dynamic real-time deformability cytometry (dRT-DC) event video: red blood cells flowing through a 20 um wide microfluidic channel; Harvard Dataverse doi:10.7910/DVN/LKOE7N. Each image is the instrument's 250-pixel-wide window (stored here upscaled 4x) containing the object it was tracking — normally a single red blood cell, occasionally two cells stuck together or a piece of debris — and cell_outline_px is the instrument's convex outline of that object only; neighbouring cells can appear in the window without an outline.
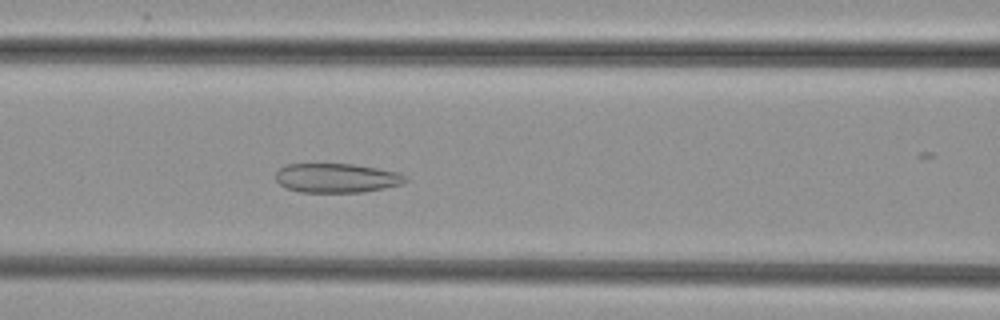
{"species": "common noctule bat (a hibernating species)", "species_latin": "Nyctalus noctula", "temperature_condition": "cold", "stored_images_in_passage": 42, "camera_frame_rate_fps": 3000, "um_per_image_px": 0.085, "animal": {"sex": "female", "body_mass_g": 29.2, "forearm_length_mm": 56.3}, "frame": {"image": 1, "passage_image": 19, "time_ms": 6.0, "image_size_px": [1000, 320], "cell_outline_px": [[408, 180], [404, 184], [364, 192], [300, 192], [288, 188], [280, 184], [276, 180], [276, 172], [284, 164], [352, 164], [400, 172], [408, 176]], "centroid_in_image_um": [28.66, 15.13], "position_along_channel_um": 137.9, "area_um2": 22.25}}
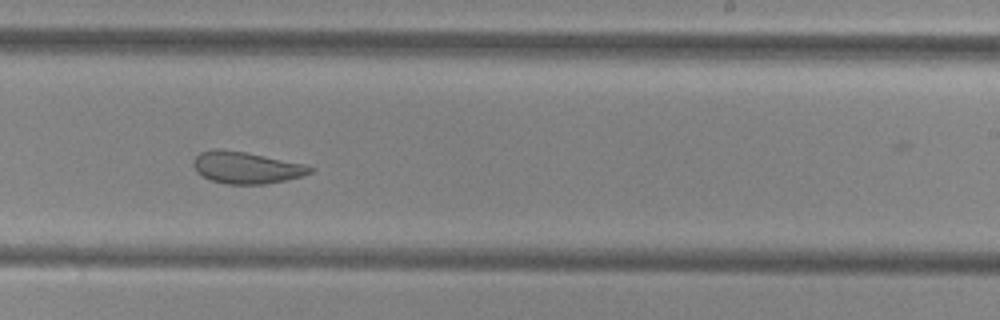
{"frame": {"image": 2, "passage_image": 29, "time_ms": 9.333, "image_size_px": [1000, 320], "cell_outline_px": [[316, 168], [312, 172], [304, 176], [288, 180], [268, 184], [224, 184], [200, 176], [196, 172], [192, 164], [192, 160], [200, 152], [216, 148], [244, 152], [304, 164]], "centroid_in_image_um": [20.92, 14.26], "position_along_channel_um": 268.1, "area_um2": 21.85}}
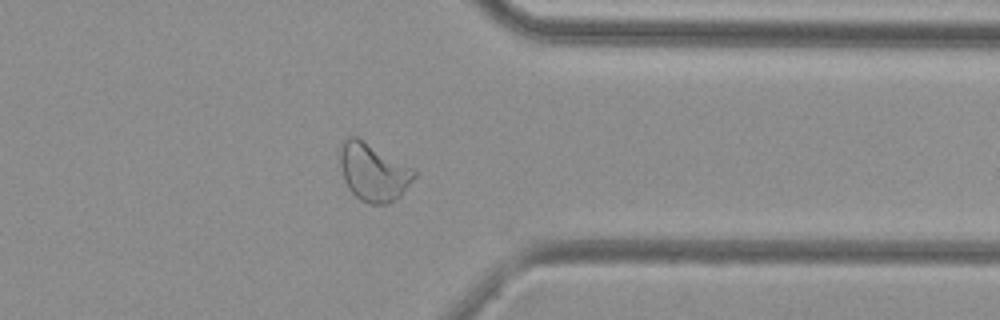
{"frame": {"image": 3, "passage_image": 38, "time_ms": 12.333, "image_size_px": [1000, 320], "cell_outline_px": [[416, 176], [400, 196], [388, 204], [368, 204], [360, 200], [348, 188], [344, 180], [340, 164], [340, 144], [348, 136], [356, 136], [416, 168]], "centroid_in_image_um": [31.75, 14.62], "position_along_channel_um": 379.6, "area_um2": 25.26}}